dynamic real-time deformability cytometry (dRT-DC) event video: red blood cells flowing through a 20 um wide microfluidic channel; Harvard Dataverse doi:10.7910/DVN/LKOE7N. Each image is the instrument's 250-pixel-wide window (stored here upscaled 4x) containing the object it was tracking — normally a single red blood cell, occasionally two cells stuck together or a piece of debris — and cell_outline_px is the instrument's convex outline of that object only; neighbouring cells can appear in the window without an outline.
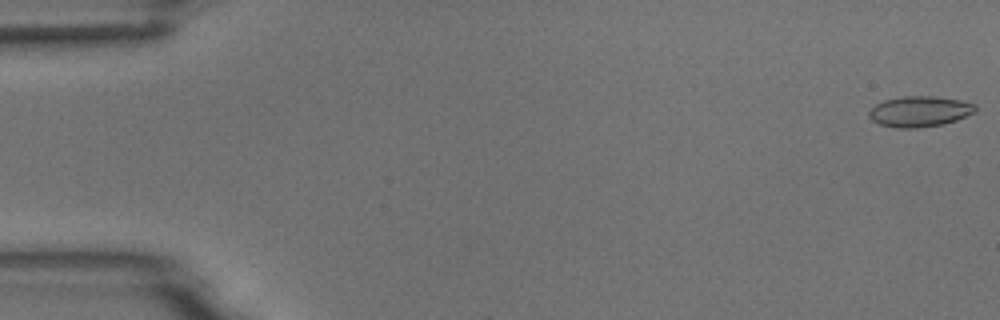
{"species": "common noctule bat (a hibernating species)", "species_latin": "Nyctalus noctula", "temperature_condition": "room temperature", "stored_images_in_passage": 4, "camera_frame_rate_fps": 3000, "um_per_image_px": 0.085, "animal": {"sex": "male", "body_mass_g": 18.8}, "frame": {"image": 1, "passage_image": 1, "time_ms": 0.0, "image_size_px": [1000, 320], "cell_outline_px": [[976, 112], [956, 120], [944, 124], [916, 128], [896, 128], [880, 124], [872, 120], [868, 116], [868, 112], [876, 104], [884, 100], [900, 96], [936, 96], [960, 100], [976, 104]], "centroid_in_image_um": [78.17, 9.47], "position_along_channel_um": 6.8, "area_um2": 19.13}}